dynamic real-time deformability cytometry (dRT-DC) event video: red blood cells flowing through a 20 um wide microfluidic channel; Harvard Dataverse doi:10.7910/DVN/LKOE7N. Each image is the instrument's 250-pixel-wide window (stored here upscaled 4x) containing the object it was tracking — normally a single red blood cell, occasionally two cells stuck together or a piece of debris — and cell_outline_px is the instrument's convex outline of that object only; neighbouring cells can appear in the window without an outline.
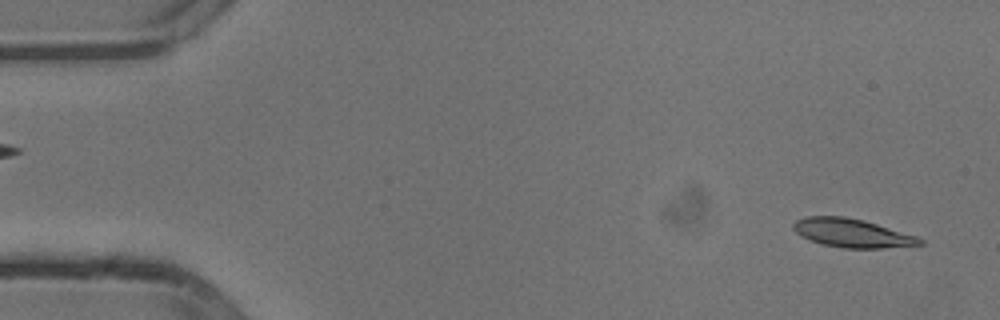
{"species": "common noctule bat (a hibernating species)", "species_latin": "Nyctalus noctula", "temperature_condition": "cold", "stored_images_in_passage": 10, "camera_frame_rate_fps": 3000, "um_per_image_px": 0.085, "animal": {"sex": "male", "body_mass_g": 13.3}, "frame": {"image": 1, "passage_image": 2, "time_ms": 0.333, "image_size_px": [1000, 320], "cell_outline_px": [[924, 244], [880, 248], [844, 248], [824, 244], [800, 236], [792, 228], [792, 224], [796, 220], [808, 216], [844, 216], [864, 220], [916, 236], [924, 240]], "centroid_in_image_um": [72.41, 19.8], "position_along_channel_um": 12.6, "area_um2": 20.87}}